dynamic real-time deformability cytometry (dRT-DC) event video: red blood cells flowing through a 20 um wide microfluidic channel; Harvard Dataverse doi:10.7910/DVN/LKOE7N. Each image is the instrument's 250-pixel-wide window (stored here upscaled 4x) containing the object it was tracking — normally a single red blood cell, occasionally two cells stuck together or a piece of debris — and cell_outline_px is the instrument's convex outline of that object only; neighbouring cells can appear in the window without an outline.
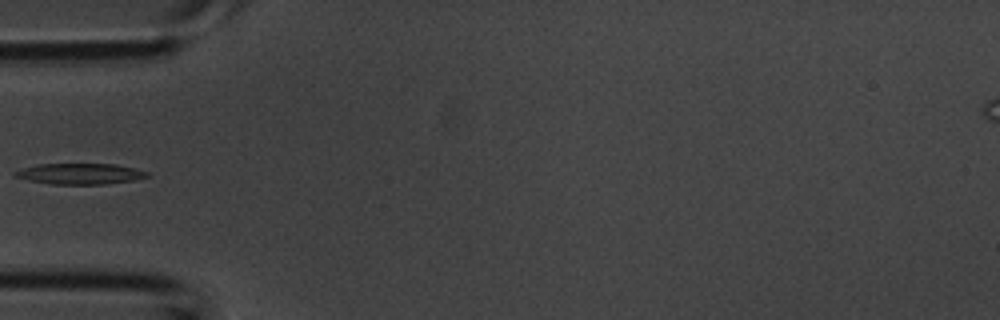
{"species": "common noctule bat (a hibernating species)", "species_latin": "Nyctalus noctula", "temperature_condition": "room temperature", "stored_images_in_passage": 3, "segment_of_instrument_passage": [2, 2], "camera_frame_rate_fps": 3000, "um_per_image_px": 0.085, "animal": {"sex": "male", "body_mass_g": 20.1, "forearm_length_mm": 53.5}, "frame": {"image": 1, "passage_image": 3, "time_ms": 0.667, "image_size_px": [1000, 320], "cell_outline_px": [[152, 176], [132, 180], [104, 184], [52, 184], [28, 180], [16, 176], [12, 172], [24, 168], [40, 164], [116, 164], [136, 168], [148, 172]], "centroid_in_image_um": [6.86, 14.77], "position_along_channel_um": 78.1, "area_um2": 15.95}}